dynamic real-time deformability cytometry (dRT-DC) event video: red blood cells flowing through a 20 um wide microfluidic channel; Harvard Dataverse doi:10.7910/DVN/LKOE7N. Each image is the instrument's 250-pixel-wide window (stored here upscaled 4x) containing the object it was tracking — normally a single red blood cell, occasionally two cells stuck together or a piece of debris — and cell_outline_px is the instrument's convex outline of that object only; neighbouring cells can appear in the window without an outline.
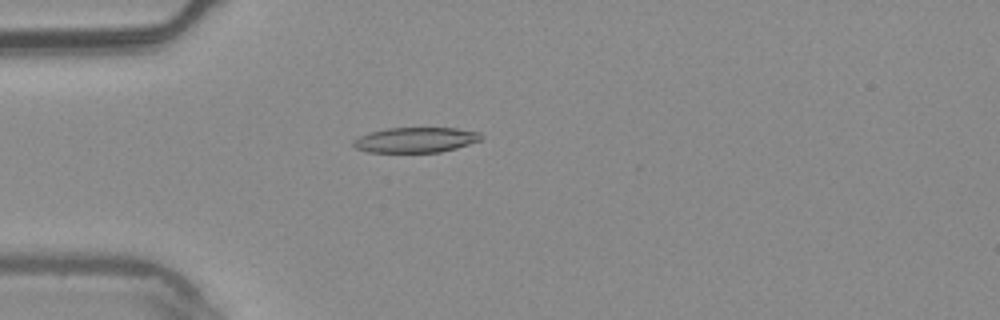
{"species": "common noctule bat (a hibernating species)", "species_latin": "Nyctalus noctula", "temperature_condition": "warm", "stored_images_in_passage": 5, "camera_frame_rate_fps": 3000, "um_per_image_px": 0.085, "animal": {"sex": "male", "body_mass_g": 20.4}, "frame": {"image": 1, "passage_image": 5, "time_ms": 1.333, "image_size_px": [1000, 320], "cell_outline_px": [[484, 136], [480, 140], [456, 148], [440, 152], [368, 152], [356, 148], [352, 144], [352, 140], [360, 136], [372, 132], [388, 128], [456, 128], [480, 132]], "centroid_in_image_um": [35.34, 11.89], "position_along_channel_um": 49.7, "area_um2": 18.67}}